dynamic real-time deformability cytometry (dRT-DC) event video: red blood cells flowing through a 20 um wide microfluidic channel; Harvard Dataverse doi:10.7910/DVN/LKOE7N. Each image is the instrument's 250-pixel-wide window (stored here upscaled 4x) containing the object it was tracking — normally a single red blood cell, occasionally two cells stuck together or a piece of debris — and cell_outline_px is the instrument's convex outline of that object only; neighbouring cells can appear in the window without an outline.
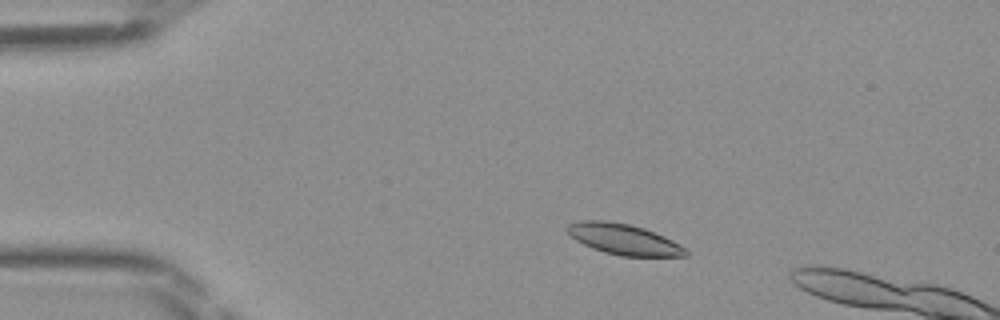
{"species": "Egyptian fruit bat (a non-hibernating species)", "species_latin": "Rousettus aegyptiacus", "temperature_condition": "room temperature", "stored_images_in_passage": 12, "camera_frame_rate_fps": 3000, "um_per_image_px": 0.085, "frame": {"image": 1, "passage_image": 7, "time_ms": 2.0, "image_size_px": [1000, 320], "cell_outline_px": [[688, 256], [620, 256], [604, 252], [592, 248], [576, 240], [568, 232], [568, 224], [580, 220], [608, 220], [628, 224], [644, 228], [664, 236], [680, 244], [688, 252]], "centroid_in_image_um": [53.03, 20.33], "position_along_channel_um": 32.0, "area_um2": 21.1}}